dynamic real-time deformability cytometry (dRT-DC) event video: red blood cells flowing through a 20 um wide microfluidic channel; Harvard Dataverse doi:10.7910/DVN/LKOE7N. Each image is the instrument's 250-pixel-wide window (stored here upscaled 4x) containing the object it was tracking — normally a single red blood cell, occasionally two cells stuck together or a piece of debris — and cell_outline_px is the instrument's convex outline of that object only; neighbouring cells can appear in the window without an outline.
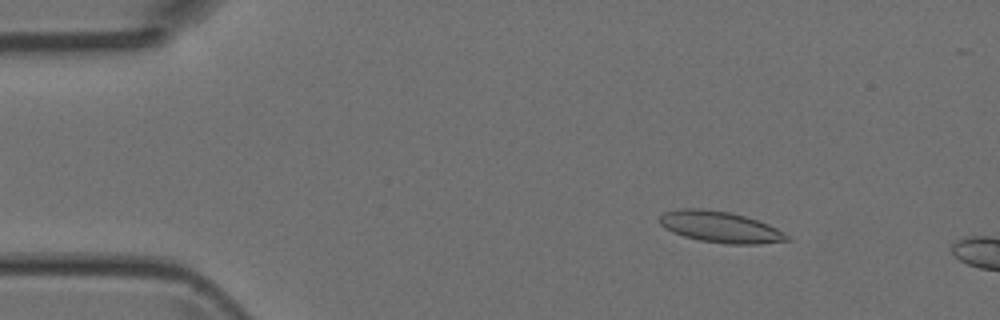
{"species": "Egyptian fruit bat (a non-hibernating species)", "species_latin": "Rousettus aegyptiacus", "temperature_condition": "room temperature", "stored_images_in_passage": 4, "camera_frame_rate_fps": 3000, "um_per_image_px": 0.085, "animal": {"sex": "female"}, "frame": {"image": 1, "passage_image": 3, "time_ms": 2.0, "image_size_px": [1000, 320], "cell_outline_px": [[792, 240], [760, 244], [724, 244], [700, 240], [684, 236], [672, 232], [664, 228], [660, 224], [660, 216], [664, 212], [680, 208], [700, 208], [728, 212], [744, 216], [768, 224], [784, 232]], "centroid_in_image_um": [61.21, 19.3], "position_along_channel_um": 23.8, "area_um2": 23.12}}